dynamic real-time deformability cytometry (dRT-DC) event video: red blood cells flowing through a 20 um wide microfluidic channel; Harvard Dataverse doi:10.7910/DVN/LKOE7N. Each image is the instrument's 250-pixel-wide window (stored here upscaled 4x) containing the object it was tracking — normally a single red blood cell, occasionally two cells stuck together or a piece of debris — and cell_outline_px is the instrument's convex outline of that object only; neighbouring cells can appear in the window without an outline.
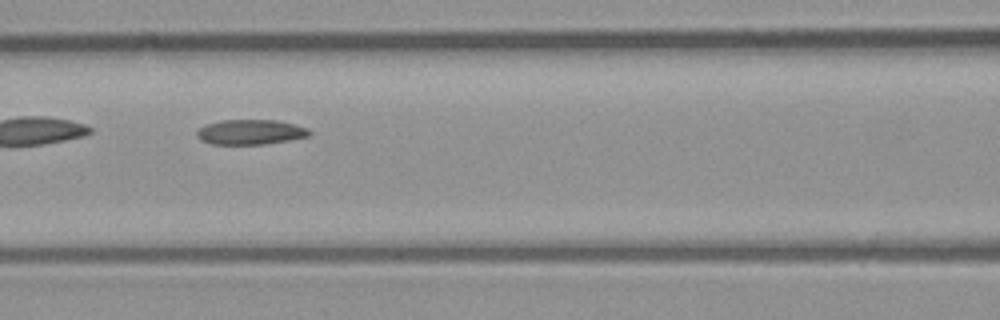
{"species": "common noctule bat (a hibernating species)", "species_latin": "Nyctalus noctula", "temperature_condition": "room temperature", "stored_images_in_passage": 10, "camera_frame_rate_fps": 3000, "um_per_image_px": 0.085, "animal": {"sex": "male", "body_mass_g": 23.1, "forearm_length_mm": 52.7}, "frame": {"image": 1, "passage_image": 7, "time_ms": 2.0, "image_size_px": [1000, 320], "cell_outline_px": [[312, 132], [308, 136], [288, 140], [264, 144], [212, 144], [200, 140], [196, 136], [196, 128], [204, 124], [220, 120], [276, 120], [308, 128]], "centroid_in_image_um": [21.21, 11.22], "position_along_channel_um": 145.4, "area_um2": 16.47}}
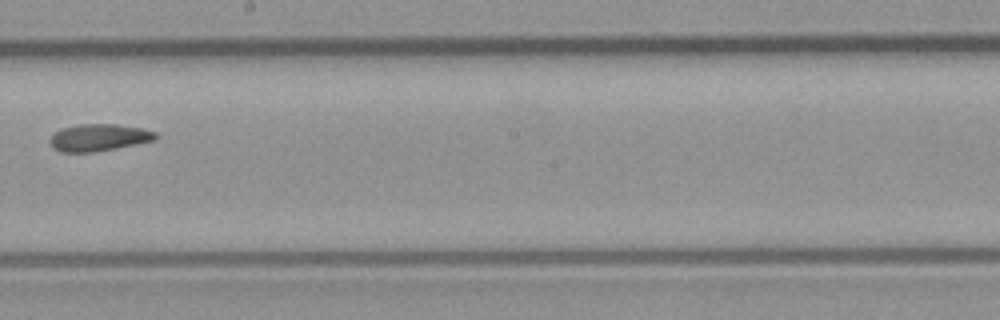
{"frame": {"image": 2, "passage_image": 9, "time_ms": 2.667, "image_size_px": [1000, 320], "cell_outline_px": [[160, 136], [156, 140], [116, 148], [92, 152], [60, 152], [52, 148], [48, 140], [60, 128], [80, 124], [116, 124], [144, 128], [156, 132]], "centroid_in_image_um": [8.42, 11.68], "position_along_channel_um": 239.8, "area_um2": 16.88}}
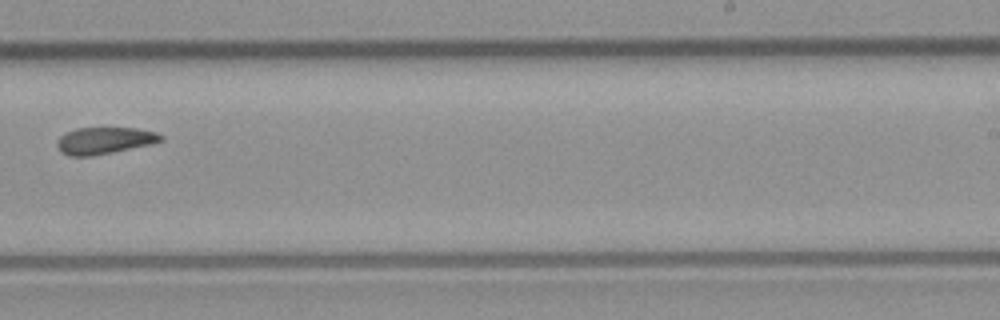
{"frame": {"image": 3, "passage_image": 10, "time_ms": 3.0, "image_size_px": [1000, 320], "cell_outline_px": [[164, 140], [152, 144], [92, 156], [68, 156], [60, 152], [56, 144], [60, 136], [64, 132], [76, 128], [136, 128], [156, 132], [164, 136]], "centroid_in_image_um": [8.86, 11.95], "position_along_channel_um": 280.1, "area_um2": 16.36}}